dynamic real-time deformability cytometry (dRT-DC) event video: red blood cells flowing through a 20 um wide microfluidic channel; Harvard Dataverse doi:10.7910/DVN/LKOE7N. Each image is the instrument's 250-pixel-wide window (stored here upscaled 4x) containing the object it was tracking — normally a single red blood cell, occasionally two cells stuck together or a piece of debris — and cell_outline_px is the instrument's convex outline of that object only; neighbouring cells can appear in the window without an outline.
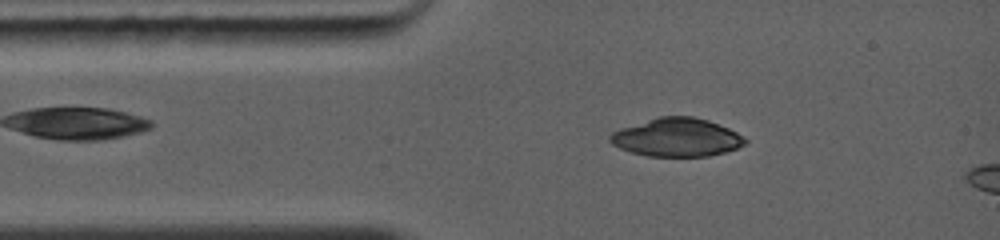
{"species": "common noctule bat (a hibernating species)", "species_latin": "Nyctalus noctula", "temperature_condition": "warm", "stored_images_in_passage": 6, "camera_frame_rate_fps": 5000, "um_per_image_px": 0.085, "animal": {"sex": "female", "body_mass_g": 19.0, "forearm_length_mm": 56.7}, "frame": {"image": 1, "passage_image": 4, "time_ms": 1.6, "image_size_px": [1000, 240], "cell_outline_px": [[748, 140], [744, 144], [736, 148], [724, 152], [708, 156], [648, 156], [632, 152], [620, 148], [612, 144], [608, 140], [608, 136], [612, 132], [620, 128], [660, 116], [692, 116], [708, 120], [728, 128], [744, 136]], "centroid_in_image_um": [57.51, 11.67], "position_along_channel_um": 27.5, "area_um2": 30.06}}